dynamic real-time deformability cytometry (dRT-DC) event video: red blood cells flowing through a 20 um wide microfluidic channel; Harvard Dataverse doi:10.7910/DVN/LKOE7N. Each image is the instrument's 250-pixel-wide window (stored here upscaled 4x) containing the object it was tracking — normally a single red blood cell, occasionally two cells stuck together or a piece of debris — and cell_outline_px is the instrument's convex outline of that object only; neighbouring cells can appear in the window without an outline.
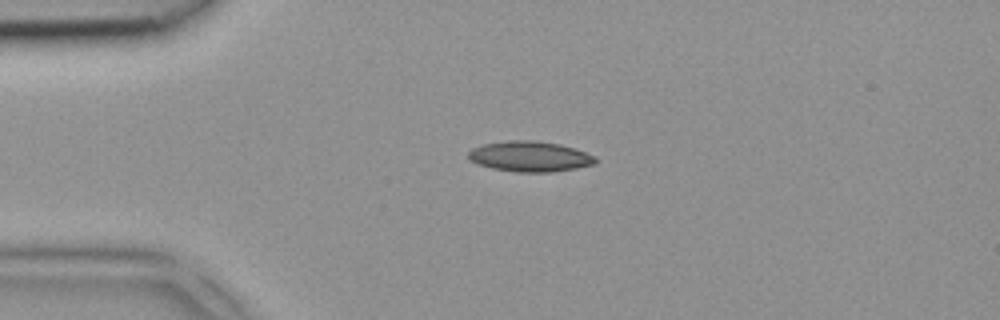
{"species": "common noctule bat (a hibernating species)", "species_latin": "Nyctalus noctula", "temperature_condition": "room temperature", "stored_images_in_passage": 3, "camera_frame_rate_fps": 3000, "um_per_image_px": 0.085, "animal": {"sex": "female", "body_mass_g": 18.4}, "frame": {"image": 1, "passage_image": 1, "time_ms": 0.0, "image_size_px": [1000, 320], "cell_outline_px": [[596, 164], [576, 168], [548, 172], [516, 172], [492, 168], [476, 164], [468, 156], [468, 152], [472, 148], [484, 144], [512, 140], [532, 140], [560, 144], [576, 148], [596, 156]], "centroid_in_image_um": [45.06, 13.3], "position_along_channel_um": 39.9, "area_um2": 22.54}}